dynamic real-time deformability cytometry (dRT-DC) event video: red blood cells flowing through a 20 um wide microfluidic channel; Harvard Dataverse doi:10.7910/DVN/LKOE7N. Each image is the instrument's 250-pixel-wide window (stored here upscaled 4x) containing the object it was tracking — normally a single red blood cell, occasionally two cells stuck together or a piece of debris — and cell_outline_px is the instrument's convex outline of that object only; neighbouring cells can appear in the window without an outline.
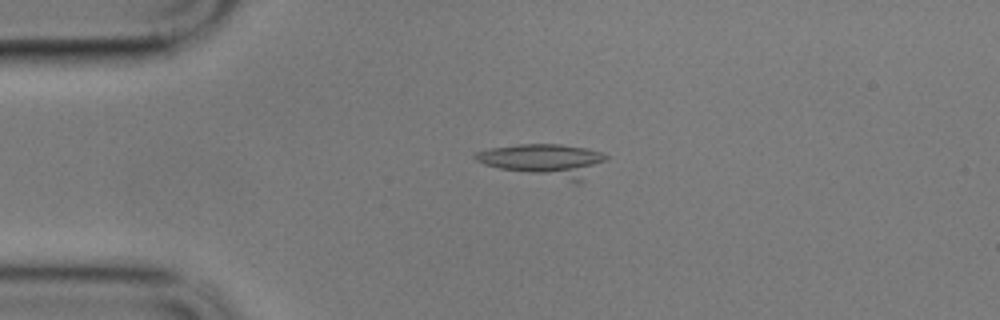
{"species": "common noctule bat (a hibernating species)", "species_latin": "Nyctalus noctula", "temperature_condition": "cold", "stored_images_in_passage": 22, "camera_frame_rate_fps": 3000, "um_per_image_px": 0.085, "animal": {"sex": "male", "body_mass_g": 17.9}, "frame": {"image": 1, "passage_image": 13, "time_ms": 4.0, "image_size_px": [1000, 320], "cell_outline_px": [[608, 160], [584, 180], [576, 184], [500, 168], [484, 164], [476, 160], [472, 156], [472, 152], [488, 148], [520, 144], [560, 144], [584, 148], [604, 152], [608, 156]], "centroid_in_image_um": [46.32, 13.64], "position_along_channel_um": 38.7, "area_um2": 25.61}}